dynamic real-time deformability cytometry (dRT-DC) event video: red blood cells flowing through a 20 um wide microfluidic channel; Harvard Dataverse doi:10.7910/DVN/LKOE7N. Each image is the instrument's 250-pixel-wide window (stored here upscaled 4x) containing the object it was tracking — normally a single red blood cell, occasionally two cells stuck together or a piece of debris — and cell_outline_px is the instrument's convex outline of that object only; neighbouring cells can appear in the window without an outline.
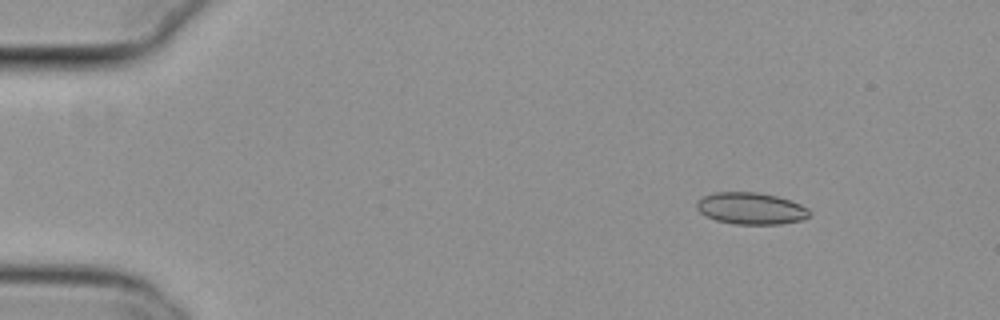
{"species": "common noctule bat (a hibernating species)", "species_latin": "Nyctalus noctula", "temperature_condition": "cold", "stored_images_in_passage": 49, "segment_of_instrument_passage": [1, 2], "camera_frame_rate_fps": 3000, "um_per_image_px": 0.085, "animal": {"sex": "female", "body_mass_g": 29.2, "forearm_length_mm": 56.3}, "frame": {"image": 1, "passage_image": 1, "time_ms": 0.0, "image_size_px": [1000, 320], "cell_outline_px": [[808, 216], [804, 220], [780, 224], [732, 224], [716, 220], [700, 212], [696, 208], [696, 200], [704, 196], [716, 192], [756, 192], [776, 196], [792, 200], [808, 208]], "centroid_in_image_um": [63.82, 17.72], "position_along_channel_um": 21.2, "area_um2": 20.92}}
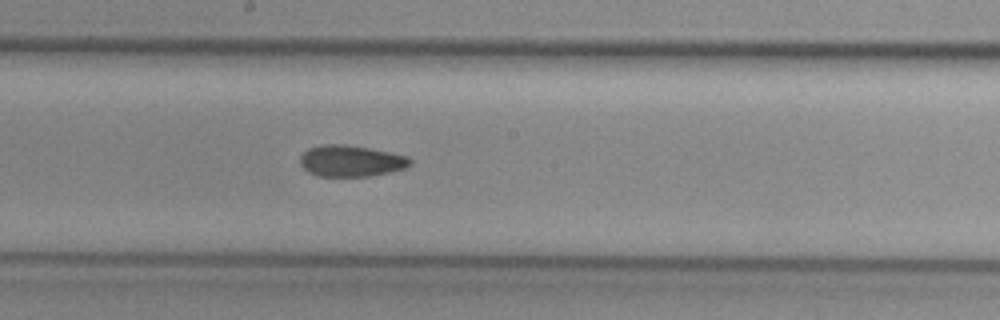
{"frame": {"image": 2, "passage_image": 24, "time_ms": 7.667, "image_size_px": [1000, 320], "cell_outline_px": [[412, 164], [404, 168], [372, 176], [316, 176], [308, 172], [300, 164], [300, 156], [308, 148], [324, 144], [344, 144], [368, 148], [408, 156], [412, 160]], "centroid_in_image_um": [29.81, 13.68], "position_along_channel_um": 218.4, "area_um2": 20.06}}
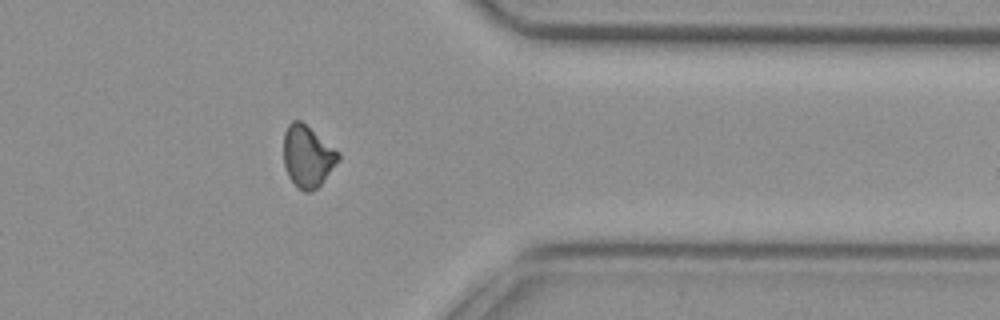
{"frame": {"image": 3, "passage_image": 38, "time_ms": 12.333, "image_size_px": [1000, 320], "cell_outline_px": [[340, 160], [320, 184], [312, 192], [304, 192], [288, 176], [284, 168], [284, 132], [288, 124], [292, 120], [300, 120], [340, 152]], "centroid_in_image_um": [26.14, 13.28], "position_along_channel_um": 385.3, "area_um2": 19.59}}